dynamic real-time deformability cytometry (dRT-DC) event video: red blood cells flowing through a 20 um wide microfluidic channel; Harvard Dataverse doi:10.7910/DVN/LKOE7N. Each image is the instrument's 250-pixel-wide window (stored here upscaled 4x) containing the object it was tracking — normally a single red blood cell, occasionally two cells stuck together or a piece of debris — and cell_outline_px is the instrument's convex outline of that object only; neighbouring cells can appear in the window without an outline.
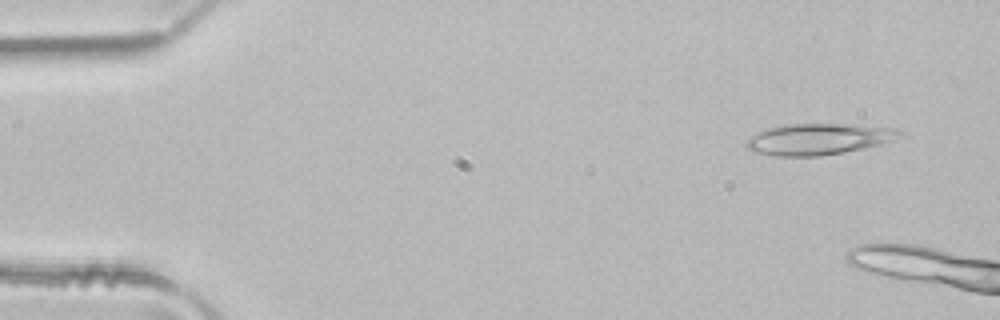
{"species": "common noctule bat (a hibernating species)", "species_latin": "Nyctalus noctula", "temperature_condition": "room temperature", "stored_images_in_passage": 10, "camera_frame_rate_fps": 3000, "um_per_image_px": 0.085, "animal": {"sex": "male", "body_mass_g": 21.5, "forearm_length_mm": 52.0}, "frame": {"image": 1, "passage_image": 1, "time_ms": 0.0, "image_size_px": [1000, 320], "cell_outline_px": [[904, 132], [884, 144], [844, 152], [820, 156], [780, 156], [756, 152], [748, 148], [744, 144], [748, 136], [784, 124], [848, 124], [896, 128]], "centroid_in_image_um": [69.58, 11.82], "position_along_channel_um": 15.4, "area_um2": 27.69}}